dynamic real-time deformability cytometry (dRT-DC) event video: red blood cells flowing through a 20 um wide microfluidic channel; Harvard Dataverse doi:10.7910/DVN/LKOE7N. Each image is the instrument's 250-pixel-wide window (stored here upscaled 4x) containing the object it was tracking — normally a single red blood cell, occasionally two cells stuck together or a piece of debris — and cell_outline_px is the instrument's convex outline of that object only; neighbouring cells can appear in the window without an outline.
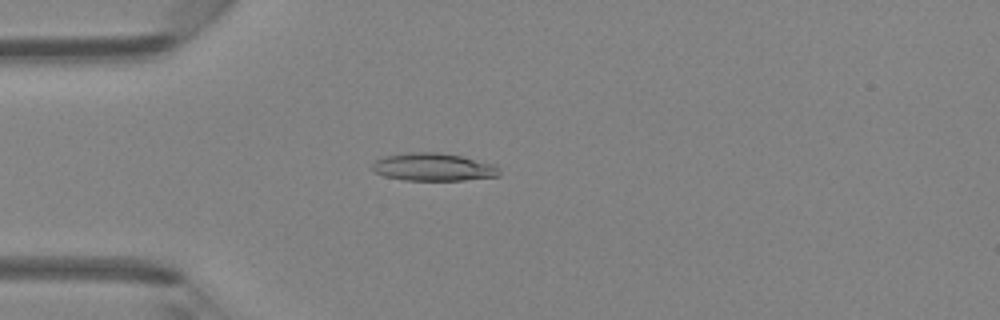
{"species": "Egyptian fruit bat (a non-hibernating species)", "species_latin": "Rousettus aegyptiacus", "temperature_condition": "room temperature", "stored_images_in_passage": 47, "camera_frame_rate_fps": 3000, "um_per_image_px": 0.085, "animal": {"sex": "female"}, "frame": {"image": 1, "passage_image": 13, "time_ms": 4.0, "image_size_px": [1000, 320], "cell_outline_px": [[500, 176], [464, 180], [404, 180], [384, 176], [376, 172], [372, 168], [372, 164], [376, 160], [384, 156], [408, 152], [440, 152], [464, 156], [496, 164], [500, 172]], "centroid_in_image_um": [36.87, 14.19], "position_along_channel_um": 48.1, "area_um2": 20.81}}
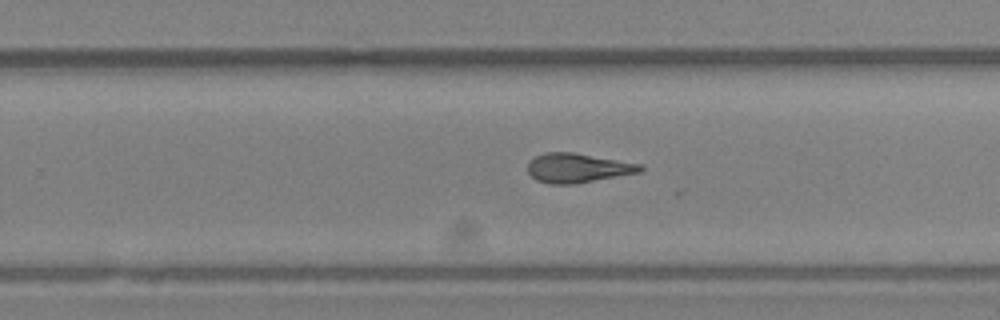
{"frame": {"image": 2, "passage_image": 30, "time_ms": 9.667, "image_size_px": [1000, 320], "cell_outline_px": [[644, 168], [640, 172], [576, 184], [548, 184], [536, 180], [528, 172], [528, 160], [544, 152], [572, 152], [644, 164]], "centroid_in_image_um": [49.1, 14.27], "position_along_channel_um": 280.7, "area_um2": 19.42}}
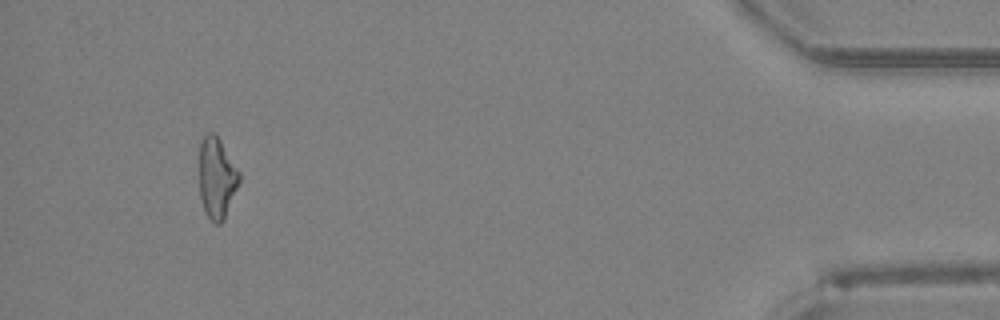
{"frame": {"image": 3, "passage_image": 44, "time_ms": 14.333, "image_size_px": [1000, 320], "cell_outline_px": [[240, 180], [224, 220], [220, 224], [216, 224], [204, 212], [200, 196], [200, 144], [204, 136], [208, 132], [212, 132], [220, 140], [240, 172]], "centroid_in_image_um": [18.43, 15.14], "position_along_channel_um": 416.8, "area_um2": 18.67}, "authors_computed_cell_mechanics": {"area_um2": 19.5364, "velocity_mm_per_s": 4.3745, "shape_relaxation_time_tau1_ms": null, "shape_relaxation_time_tau2_ms": 4.2229, "deformation_change_tau1": null, "deformation_change_tau2": 0.1497}}